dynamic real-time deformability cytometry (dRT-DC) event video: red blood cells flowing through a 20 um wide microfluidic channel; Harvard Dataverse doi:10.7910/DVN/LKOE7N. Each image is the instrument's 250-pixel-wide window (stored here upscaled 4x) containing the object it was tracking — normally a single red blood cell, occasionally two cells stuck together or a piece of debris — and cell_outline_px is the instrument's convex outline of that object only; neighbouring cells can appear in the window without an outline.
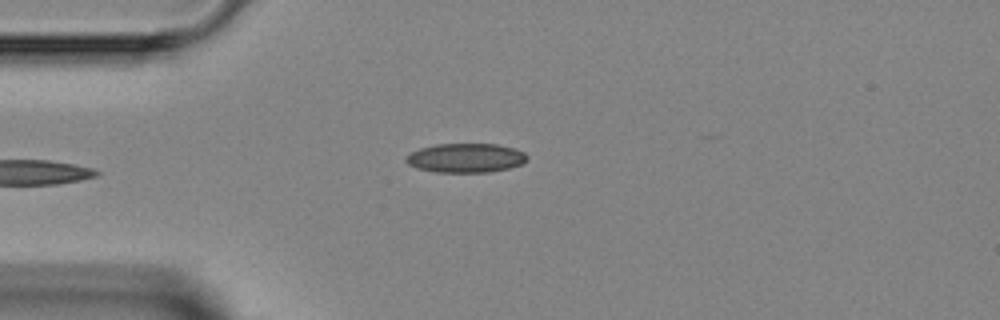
{"species": "Egyptian fruit bat (a non-hibernating species)", "species_latin": "Rousettus aegyptiacus", "temperature_condition": "room temperature", "stored_images_in_passage": 4, "camera_frame_rate_fps": 3000, "um_per_image_px": 0.085, "animal": {"sex": "female"}, "frame": {"image": 1, "passage_image": 4, "time_ms": 5.0, "image_size_px": [1000, 320], "cell_outline_px": [[528, 160], [520, 164], [508, 168], [488, 172], [436, 172], [416, 168], [408, 164], [404, 160], [404, 156], [420, 148], [436, 144], [496, 144], [512, 148], [524, 152], [528, 156]], "centroid_in_image_um": [39.55, 13.42], "position_along_channel_um": 45.4, "area_um2": 20.58}}